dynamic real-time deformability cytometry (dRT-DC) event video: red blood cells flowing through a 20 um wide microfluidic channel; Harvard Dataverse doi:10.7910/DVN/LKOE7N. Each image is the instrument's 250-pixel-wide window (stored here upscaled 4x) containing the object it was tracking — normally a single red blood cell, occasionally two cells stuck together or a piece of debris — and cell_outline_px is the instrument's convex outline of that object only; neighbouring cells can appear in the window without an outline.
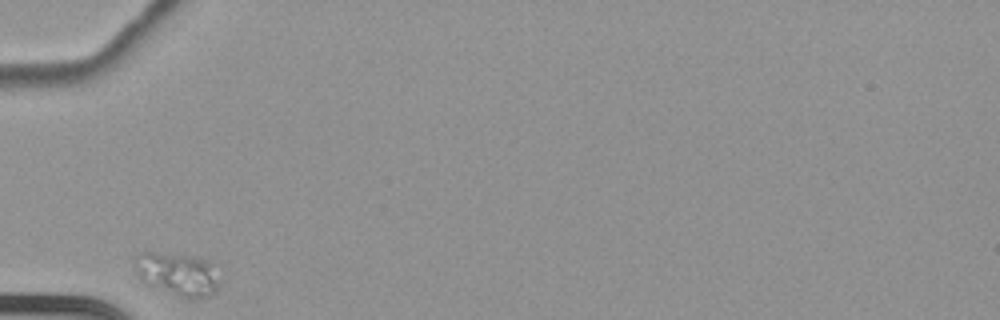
{"species": "common noctule bat (a hibernating species)", "species_latin": "Nyctalus noctula", "temperature_condition": "cold", "stored_images_in_passage": 31, "camera_frame_rate_fps": 3000, "um_per_image_px": 0.085, "animal": {"sex": "female", "body_mass_g": 22.7, "forearm_length_mm": 54.2}, "frame": {"image": 1, "passage_image": 1, "time_ms": 0.0, "image_size_px": [1000, 320], "cell_outline_px": [[220, 284], [216, 292], [200, 300], [184, 300], [148, 284], [136, 272], [136, 256], [140, 252], [156, 252], [212, 260]], "centroid_in_image_um": [15.17, 23.35], "position_along_channel_um": 69.8, "area_um2": 21.5}}
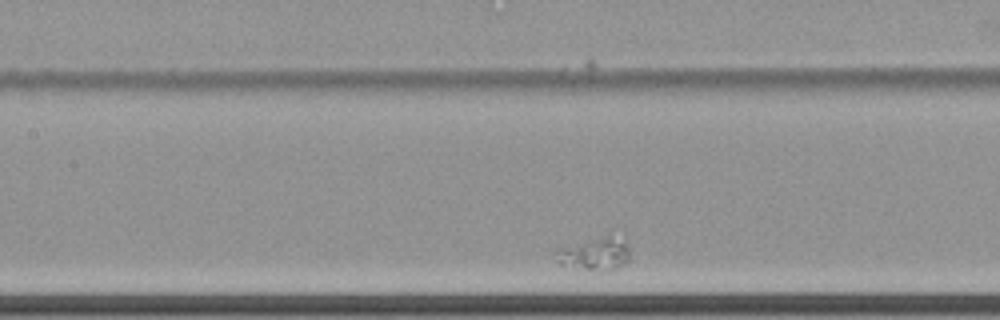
{"frame": {"image": 2, "passage_image": 10, "time_ms": 3.0, "image_size_px": [1000, 320], "cell_outline_px": [[628, 260], [624, 264], [616, 268], [584, 268], [560, 264], [556, 252], [556, 248], [608, 232], [624, 244], [628, 248]], "centroid_in_image_um": [50.52, 21.49], "position_along_channel_um": 156.9, "area_um2": 13.7}}
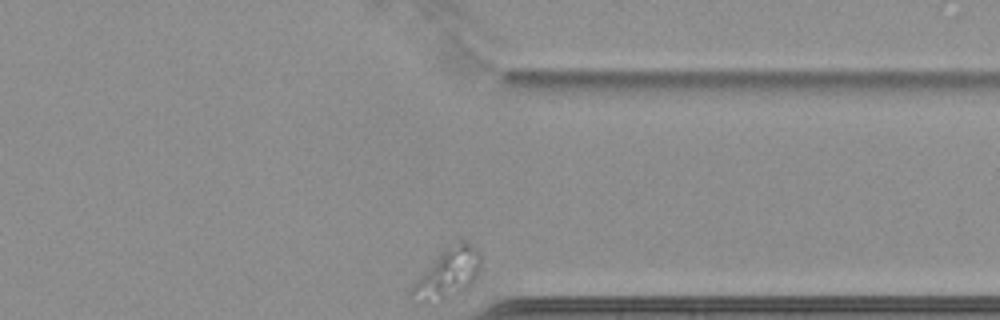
{"frame": {"image": 3, "passage_image": 31, "time_ms": 10.0, "image_size_px": [1000, 320], "cell_outline_px": [[480, 268], [472, 284], [444, 300], [420, 304], [412, 292], [412, 288], [440, 252], [460, 240], [468, 240], [480, 252]], "centroid_in_image_um": [38.13, 23.21], "position_along_channel_um": 373.3, "area_um2": 19.25}}